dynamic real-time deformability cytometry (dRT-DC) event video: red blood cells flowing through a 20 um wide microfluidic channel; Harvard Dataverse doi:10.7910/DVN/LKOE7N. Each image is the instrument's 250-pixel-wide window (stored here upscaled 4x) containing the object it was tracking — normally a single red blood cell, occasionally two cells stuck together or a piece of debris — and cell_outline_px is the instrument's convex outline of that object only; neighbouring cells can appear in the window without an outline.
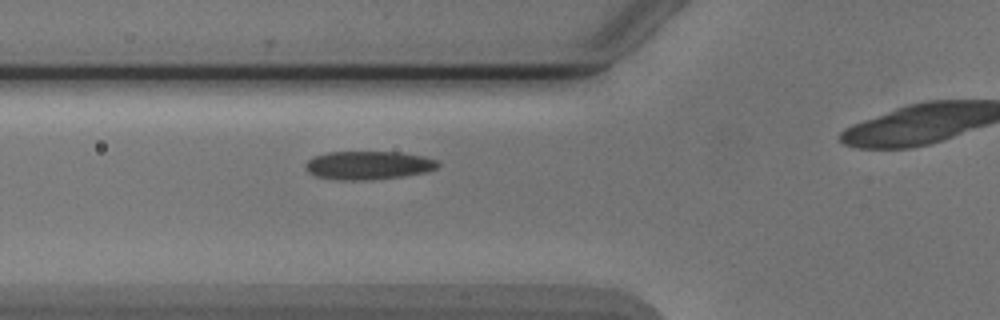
{"species": "Egyptian fruit bat (a non-hibernating species)", "species_latin": "Rousettus aegyptiacus", "temperature_condition": "cold", "stored_images_in_passage": 3, "camera_frame_rate_fps": 3000, "um_per_image_px": 0.085, "animal": {"sex": "male"}, "frame": {"image": 1, "passage_image": 2, "time_ms": 1.0, "image_size_px": [1000, 320], "cell_outline_px": [[440, 164], [436, 168], [428, 172], [404, 176], [372, 180], [332, 180], [316, 176], [308, 172], [304, 168], [304, 164], [312, 156], [328, 152], [400, 152], [424, 156], [436, 160]], "centroid_in_image_um": [31.28, 14.06], "position_along_channel_um": 94.5, "area_um2": 22.31}}